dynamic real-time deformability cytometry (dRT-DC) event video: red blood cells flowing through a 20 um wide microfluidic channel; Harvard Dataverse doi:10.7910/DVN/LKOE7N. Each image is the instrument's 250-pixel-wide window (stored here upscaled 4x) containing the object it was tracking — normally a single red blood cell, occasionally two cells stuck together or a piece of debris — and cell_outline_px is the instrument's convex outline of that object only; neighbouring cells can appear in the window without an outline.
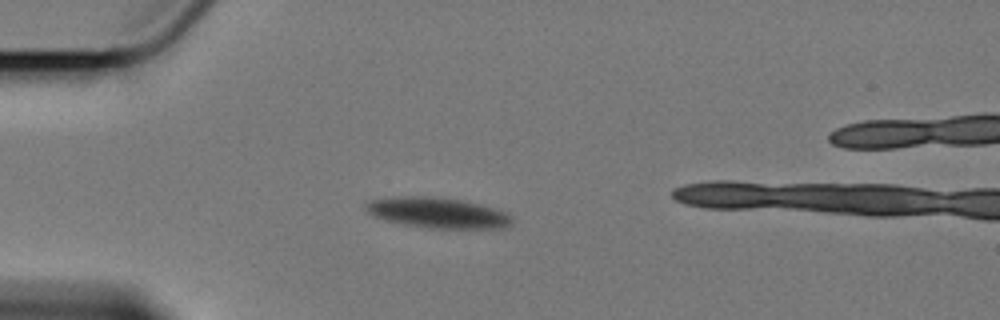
{"species": "Egyptian fruit bat (a non-hibernating species)", "species_latin": "Rousettus aegyptiacus", "temperature_condition": "cold", "stored_images_in_passage": 46, "camera_frame_rate_fps": 3000, "um_per_image_px": 0.085, "animal": {"sex": "female"}, "frame": {"image": 1, "passage_image": 1, "time_ms": 0.0, "image_size_px": [1000, 320], "cell_outline_px": [[512, 224], [504, 228], [432, 228], [404, 224], [384, 220], [368, 212], [364, 208], [364, 204], [368, 200], [400, 196], [428, 196], [460, 200], [480, 204], [496, 208], [508, 212], [512, 216]], "centroid_in_image_um": [37.22, 18.08], "position_along_channel_um": 47.8, "area_um2": 26.07}}
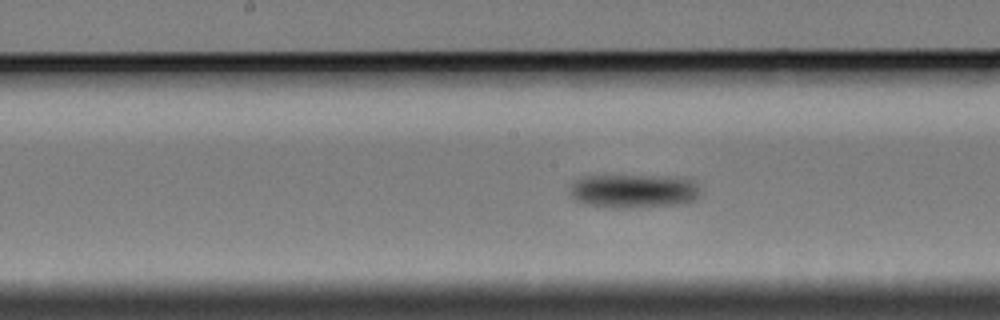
{"frame": {"image": 2, "passage_image": 16, "time_ms": 5.0, "image_size_px": [1000, 320], "cell_outline_px": [[700, 196], [696, 200], [680, 204], [624, 208], [616, 208], [584, 204], [576, 200], [572, 196], [572, 184], [576, 180], [584, 176], [676, 176], [696, 180], [700, 188]], "centroid_in_image_um": [53.96, 16.23], "position_along_channel_um": 194.2, "area_um2": 25.89}}
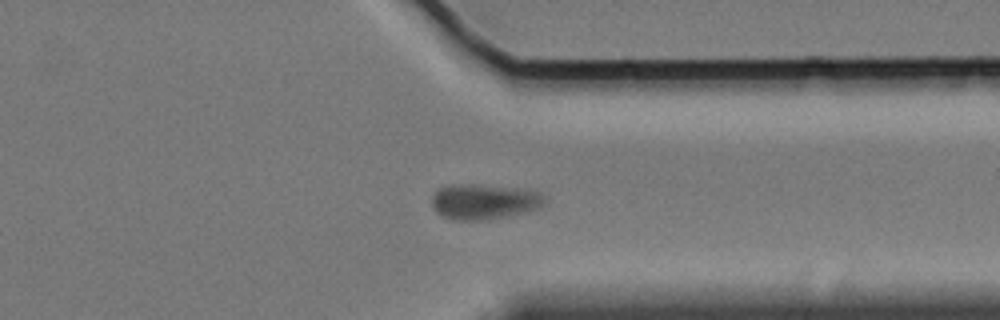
{"frame": {"image": 3, "passage_image": 32, "time_ms": 10.333, "image_size_px": [1000, 320], "cell_outline_px": [[544, 204], [540, 208], [484, 220], [456, 220], [444, 216], [436, 212], [432, 204], [432, 196], [440, 188], [452, 184], [464, 184], [516, 188], [540, 192], [544, 196]], "centroid_in_image_um": [41.12, 17.13], "position_along_channel_um": 370.3, "area_um2": 22.72}, "authors_computed_cell_mechanics": {"area_um2": 23.8714, "velocity_mm_per_s": 3.3024, "shape_relaxation_time_tau1_ms": 2.1816, "shape_relaxation_time_tau2_ms": null, "deformation_change_tau1": 0.0607, "deformation_change_tau2": null}}